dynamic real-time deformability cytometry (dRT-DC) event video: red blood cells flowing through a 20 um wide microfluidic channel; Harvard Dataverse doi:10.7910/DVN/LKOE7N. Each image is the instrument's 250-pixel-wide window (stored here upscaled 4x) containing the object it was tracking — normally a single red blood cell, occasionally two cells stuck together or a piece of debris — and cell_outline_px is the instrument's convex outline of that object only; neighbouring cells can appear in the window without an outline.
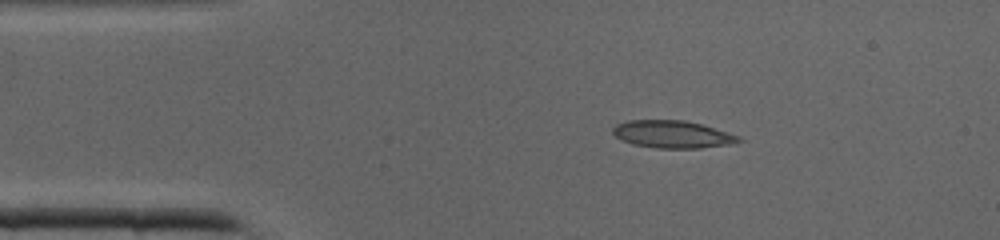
{"species": "common noctule bat (a hibernating species)", "species_latin": "Nyctalus noctula", "temperature_condition": "cold", "stored_images_in_passage": 34, "camera_frame_rate_fps": 3000, "um_per_image_px": 0.085, "animal": {"sex": "male", "body_mass_g": 19.0, "forearm_length_mm": 50.8}, "frame": {"image": 1, "passage_image": 1, "time_ms": 0.0, "image_size_px": [1000, 240], "cell_outline_px": [[744, 140], [732, 144], [700, 148], [656, 148], [632, 144], [616, 136], [612, 132], [612, 128], [616, 124], [628, 120], [684, 120], [700, 124], [728, 132], [740, 136]], "centroid_in_image_um": [57.18, 11.42], "position_along_channel_um": 27.8, "area_um2": 20.11}}
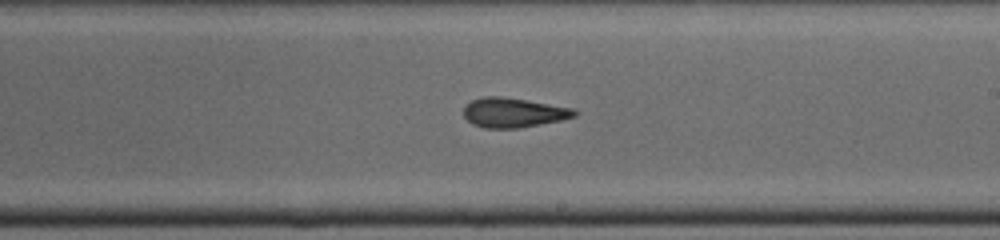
{"frame": {"image": 2, "passage_image": 17, "time_ms": 5.333, "image_size_px": [1000, 240], "cell_outline_px": [[580, 112], [576, 116], [560, 120], [520, 128], [484, 128], [472, 124], [464, 116], [464, 108], [472, 100], [484, 96], [500, 96], [576, 108]], "centroid_in_image_um": [43.68, 9.57], "position_along_channel_um": 245.3, "area_um2": 19.13}}
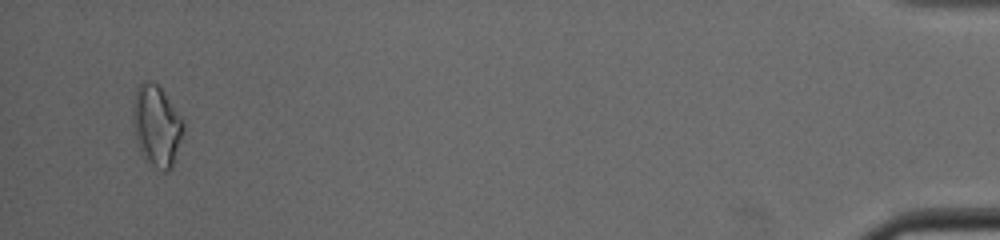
{"frame": {"image": 3, "passage_image": 33, "time_ms": 10.667, "image_size_px": [1000, 240], "cell_outline_px": [[184, 132], [172, 164], [168, 172], [164, 172], [156, 168], [144, 160], [136, 140], [132, 116], [132, 104], [136, 88], [144, 80], [152, 80], [160, 88], [184, 120]], "centroid_in_image_um": [13.29, 10.68], "position_along_channel_um": 421.9, "area_um2": 23.93}}